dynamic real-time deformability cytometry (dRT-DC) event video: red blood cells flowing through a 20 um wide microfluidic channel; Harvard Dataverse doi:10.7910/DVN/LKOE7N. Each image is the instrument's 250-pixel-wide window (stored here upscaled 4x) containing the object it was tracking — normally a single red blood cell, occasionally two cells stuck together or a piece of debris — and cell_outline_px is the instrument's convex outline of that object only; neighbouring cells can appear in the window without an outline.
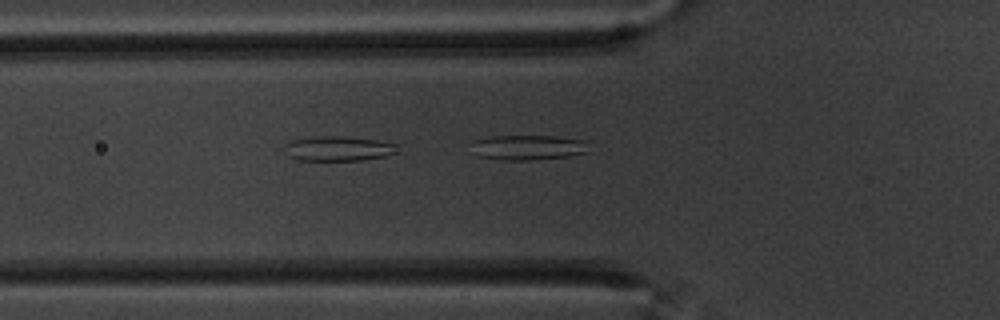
{"species": "common noctule bat (a hibernating species)", "species_latin": "Nyctalus noctula", "temperature_condition": "warm", "stored_images_in_passage": 17, "camera_frame_rate_fps": 3000, "um_per_image_px": 0.085, "animal": {"sex": "male", "body_mass_g": 20.1, "forearm_length_mm": 53.5}, "frame": {"image": 1, "passage_image": 17, "time_ms": 5.333, "image_size_px": [1000, 320], "cell_outline_px": [[588, 152], [568, 156], [532, 160], [500, 160], [476, 156], [472, 140], [488, 136], [556, 136], [580, 140]], "centroid_in_image_um": [44.77, 12.54], "position_along_channel_um": 81.0, "area_um2": 16.88}}